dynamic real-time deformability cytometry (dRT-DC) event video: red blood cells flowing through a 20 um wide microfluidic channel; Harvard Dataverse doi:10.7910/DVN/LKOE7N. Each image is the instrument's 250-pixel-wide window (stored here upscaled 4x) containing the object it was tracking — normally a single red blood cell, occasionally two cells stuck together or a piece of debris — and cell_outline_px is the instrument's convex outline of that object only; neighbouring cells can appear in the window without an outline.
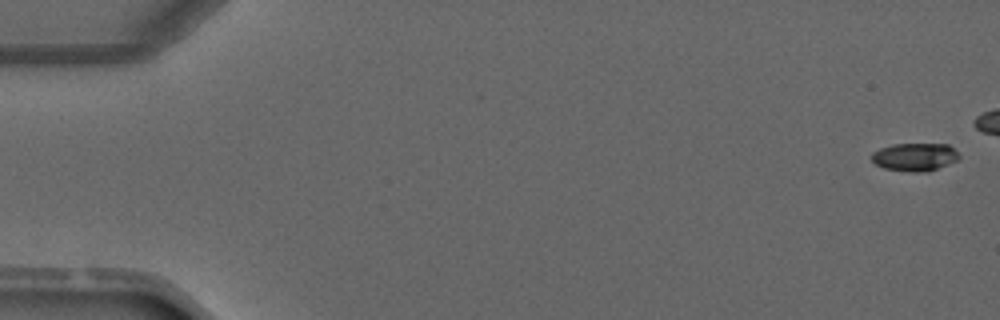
{"species": "common noctule bat (a hibernating species)", "species_latin": "Nyctalus noctula", "temperature_condition": "warm", "stored_images_in_passage": 5, "camera_frame_rate_fps": 3000, "um_per_image_px": 0.085, "animal": {"sex": "male", "forearm_length_mm": 52.5}, "frame": {"image": 1, "passage_image": 1, "time_ms": 0.0, "image_size_px": [1000, 320], "cell_outline_px": [[960, 156], [956, 160], [936, 168], [924, 172], [912, 172], [884, 168], [876, 164], [872, 160], [872, 152], [880, 148], [892, 144], [948, 144]], "centroid_in_image_um": [77.72, 13.33], "position_along_channel_um": 7.3, "area_um2": 13.99}}